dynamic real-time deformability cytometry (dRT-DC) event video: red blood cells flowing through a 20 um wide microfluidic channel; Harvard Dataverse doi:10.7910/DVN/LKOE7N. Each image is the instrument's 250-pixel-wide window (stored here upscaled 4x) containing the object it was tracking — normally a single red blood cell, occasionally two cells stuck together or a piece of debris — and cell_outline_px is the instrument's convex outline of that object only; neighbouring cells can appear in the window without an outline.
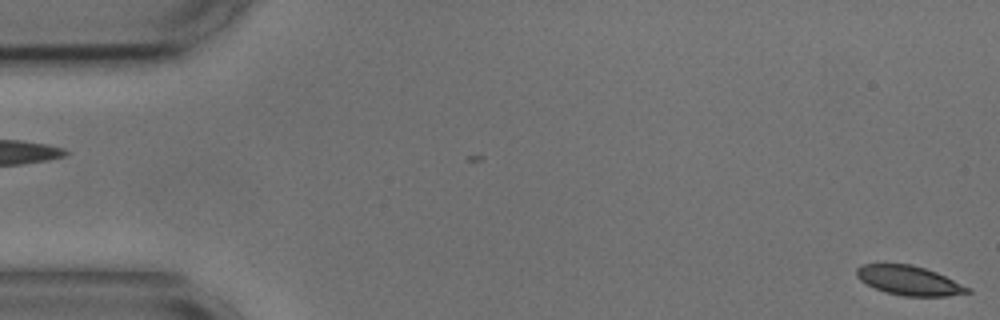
{"species": "common noctule bat (a hibernating species)", "species_latin": "Nyctalus noctula", "temperature_condition": "cold", "stored_images_in_passage": 4, "camera_frame_rate_fps": 3000, "um_per_image_px": 0.085, "animal": {"sex": "male", "body_mass_g": 17.9, "forearm_length_mm": 54.2}, "frame": {"image": 1, "passage_image": 4, "time_ms": 1.0, "image_size_px": [1000, 320], "cell_outline_px": [[972, 292], [948, 296], [904, 296], [884, 292], [860, 280], [856, 276], [856, 268], [860, 264], [912, 264], [936, 272], [972, 288]], "centroid_in_image_um": [77.29, 23.84], "position_along_channel_um": 7.7, "area_um2": 19.02}}